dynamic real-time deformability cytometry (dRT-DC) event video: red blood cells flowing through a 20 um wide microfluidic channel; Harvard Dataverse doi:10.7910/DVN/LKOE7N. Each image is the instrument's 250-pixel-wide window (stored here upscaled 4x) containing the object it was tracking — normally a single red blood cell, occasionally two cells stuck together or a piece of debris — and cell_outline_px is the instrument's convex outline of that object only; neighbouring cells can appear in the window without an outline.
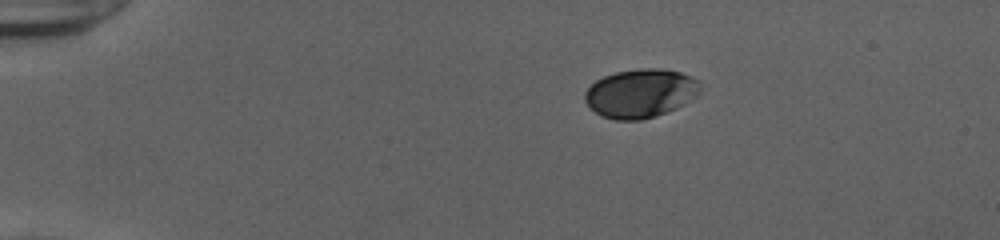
{"species": "human", "species_latin": "Homo sapiens", "temperature_condition": "cold", "stored_images_in_passage": 44, "camera_frame_rate_fps": 3000, "um_per_image_px": 0.085, "donor": {"sex": "female"}, "frame": {"image": 1, "passage_image": 1, "time_ms": 0.0, "image_size_px": [1000, 240], "cell_outline_px": [[704, 84], [700, 92], [696, 96], [684, 104], [676, 108], [656, 116], [640, 120], [616, 120], [600, 116], [584, 100], [584, 92], [596, 80], [604, 76], [616, 72], [640, 68], [664, 68], [680, 72], [692, 76], [700, 80]], "centroid_in_image_um": [54.49, 7.92], "position_along_channel_um": 30.5, "area_um2": 33.12}}
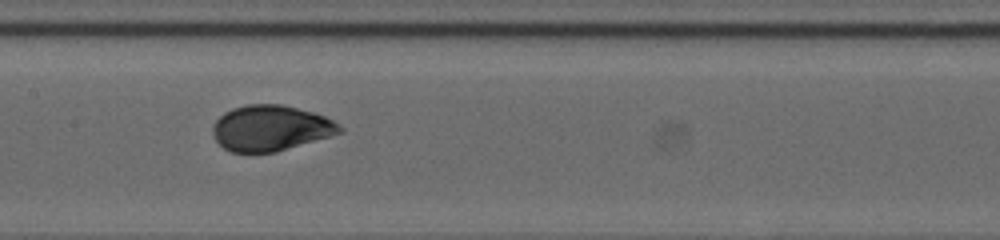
{"frame": {"image": 2, "passage_image": 19, "time_ms": 6.0, "image_size_px": [1000, 240], "cell_outline_px": [[344, 132], [276, 152], [232, 152], [224, 148], [216, 140], [212, 132], [212, 128], [216, 120], [224, 112], [232, 108], [248, 104], [280, 104], [312, 112], [324, 116], [332, 120], [344, 128]], "centroid_in_image_um": [23.0, 10.89], "position_along_channel_um": 184.4, "area_um2": 33.64}}
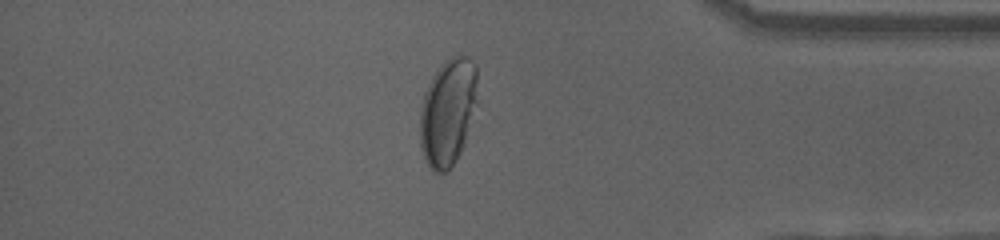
{"frame": {"image": 3, "passage_image": 37, "time_ms": 12.0, "image_size_px": [1000, 240], "cell_outline_px": [[476, 104], [464, 144], [456, 160], [448, 172], [432, 172], [428, 168], [420, 148], [420, 108], [424, 92], [432, 76], [440, 64], [444, 60], [452, 56], [468, 56], [476, 64]], "centroid_in_image_um": [38.04, 9.53], "position_along_channel_um": 397.2, "area_um2": 36.18}, "authors_computed_cell_mechanics": {"area_um2": 34.2754, "velocity_mm_per_s": 3.8742, "shape_relaxation_time_tau1_ms": 3.4173, "shape_relaxation_time_tau2_ms": null, "deformation_change_tau1": 0.1608, "deformation_change_tau2": null}}